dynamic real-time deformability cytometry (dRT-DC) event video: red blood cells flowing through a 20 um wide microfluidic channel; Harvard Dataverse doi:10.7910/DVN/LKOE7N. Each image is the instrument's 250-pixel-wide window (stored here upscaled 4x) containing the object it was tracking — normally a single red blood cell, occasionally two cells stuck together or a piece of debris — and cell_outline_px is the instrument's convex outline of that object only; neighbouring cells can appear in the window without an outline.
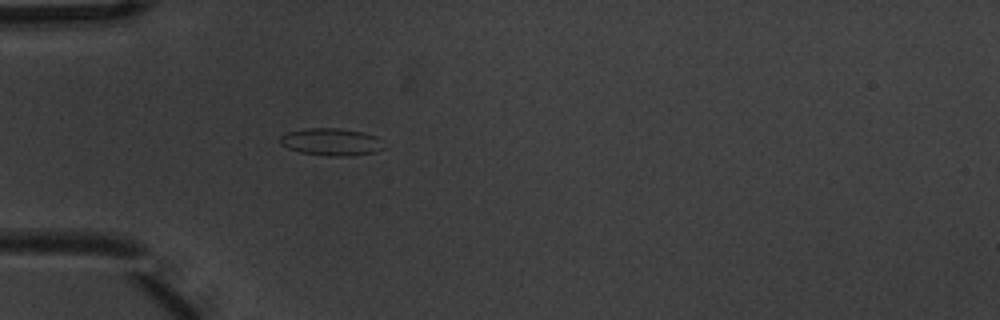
{"species": "common noctule bat (a hibernating species)", "species_latin": "Nyctalus noctula", "temperature_condition": "warm", "stored_images_in_passage": 3, "camera_frame_rate_fps": 3000, "um_per_image_px": 0.085, "animal": {"sex": "male", "body_mass_g": 20.1, "forearm_length_mm": 53.5}, "frame": {"image": 1, "passage_image": 3, "time_ms": 0.667, "image_size_px": [1000, 320], "cell_outline_px": [[384, 148], [376, 152], [352, 156], [328, 156], [300, 152], [288, 148], [280, 144], [280, 136], [288, 132], [304, 128], [340, 128], [364, 132], [376, 136], [380, 140]], "centroid_in_image_um": [28.16, 12.06], "position_along_channel_um": 56.8, "area_um2": 16.65}}